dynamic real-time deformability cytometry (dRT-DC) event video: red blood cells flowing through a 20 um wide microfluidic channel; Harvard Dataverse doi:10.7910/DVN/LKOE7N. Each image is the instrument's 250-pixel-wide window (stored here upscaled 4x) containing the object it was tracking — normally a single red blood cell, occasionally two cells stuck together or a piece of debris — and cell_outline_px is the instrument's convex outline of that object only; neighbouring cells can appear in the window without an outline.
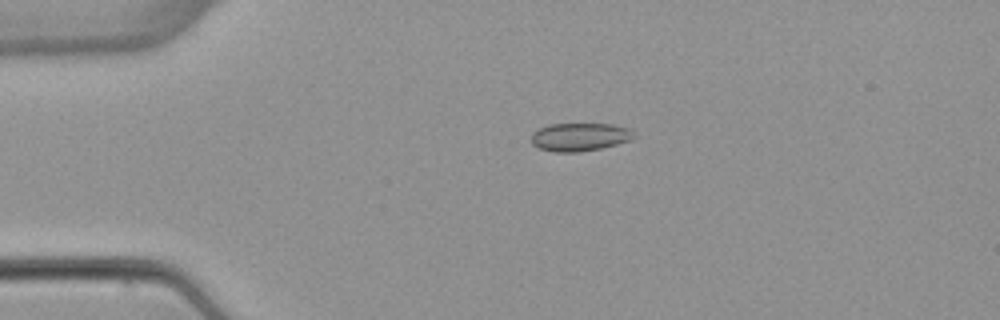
{"species": "common noctule bat (a hibernating species)", "species_latin": "Nyctalus noctula", "temperature_condition": "warm", "stored_images_in_passage": 5, "camera_frame_rate_fps": 3000, "um_per_image_px": 0.085, "animal": {"sex": "female", "body_mass_g": 22.7, "forearm_length_mm": 54.2}, "frame": {"image": 1, "passage_image": 3, "time_ms": 2.667, "image_size_px": [1000, 320], "cell_outline_px": [[636, 136], [632, 140], [600, 148], [580, 152], [556, 152], [540, 148], [532, 144], [532, 132], [548, 124], [612, 124], [632, 128]], "centroid_in_image_um": [49.32, 11.63], "position_along_channel_um": 35.7, "area_um2": 16.94}}